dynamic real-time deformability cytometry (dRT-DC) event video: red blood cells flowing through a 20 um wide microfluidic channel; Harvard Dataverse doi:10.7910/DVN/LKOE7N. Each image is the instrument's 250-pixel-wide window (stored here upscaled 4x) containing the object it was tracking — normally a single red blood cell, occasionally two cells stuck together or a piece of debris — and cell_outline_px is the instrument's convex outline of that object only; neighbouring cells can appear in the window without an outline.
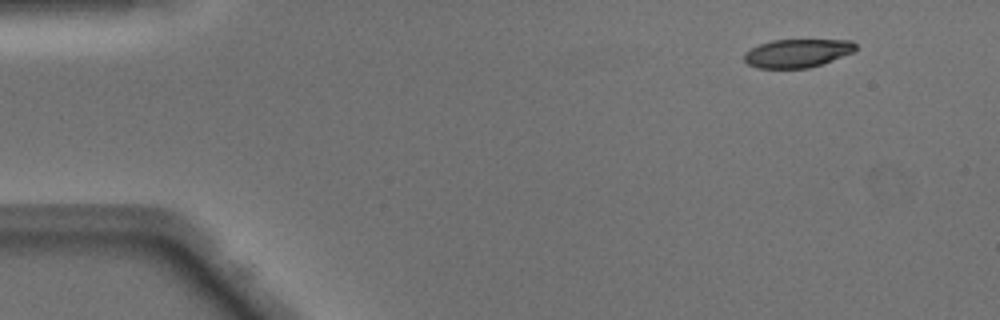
{"species": "Egyptian fruit bat (a non-hibernating species)", "species_latin": "Rousettus aegyptiacus", "temperature_condition": "warm", "stored_images_in_passage": 2, "camera_frame_rate_fps": 3000, "um_per_image_px": 0.085, "animal": {"sex": "male"}, "frame": {"image": 1, "passage_image": 1, "time_ms": 0.0, "image_size_px": [1000, 320], "cell_outline_px": [[856, 48], [852, 52], [820, 64], [808, 68], [756, 68], [748, 64], [744, 60], [744, 52], [760, 44], [772, 40], [852, 40], [856, 44]], "centroid_in_image_um": [67.73, 4.52], "position_along_channel_um": 17.3, "area_um2": 18.21}}